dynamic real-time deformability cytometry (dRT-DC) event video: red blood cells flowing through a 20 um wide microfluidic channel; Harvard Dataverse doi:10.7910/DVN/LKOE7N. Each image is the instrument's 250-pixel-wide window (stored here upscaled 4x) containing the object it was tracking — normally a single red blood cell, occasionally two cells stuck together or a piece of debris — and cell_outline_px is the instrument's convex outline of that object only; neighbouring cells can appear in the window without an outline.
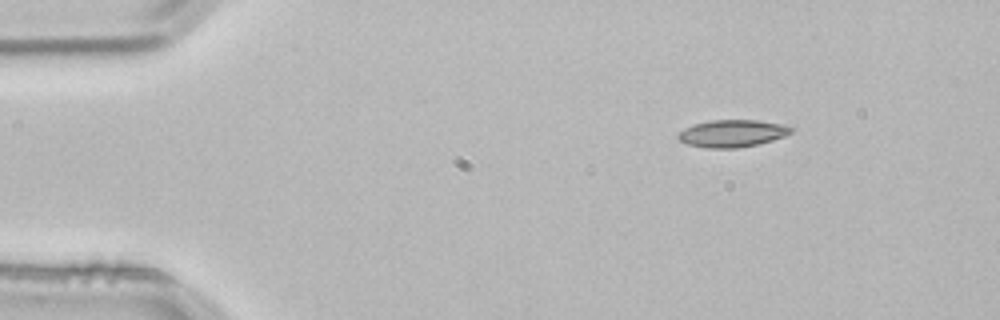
{"species": "common noctule bat (a hibernating species)", "species_latin": "Nyctalus noctula", "temperature_condition": "room temperature", "stored_images_in_passage": 3, "camera_frame_rate_fps": 3000, "um_per_image_px": 0.085, "animal": {"sex": "male", "body_mass_g": 21.5, "forearm_length_mm": 52.0}, "frame": {"image": 1, "passage_image": 1, "time_ms": 0.0, "image_size_px": [1000, 320], "cell_outline_px": [[796, 128], [792, 132], [784, 136], [772, 140], [756, 144], [736, 148], [708, 148], [688, 144], [680, 140], [676, 136], [684, 128], [692, 124], [712, 120], [756, 120], [780, 124]], "centroid_in_image_um": [62.23, 11.33], "position_along_channel_um": 22.8, "area_um2": 17.8}}
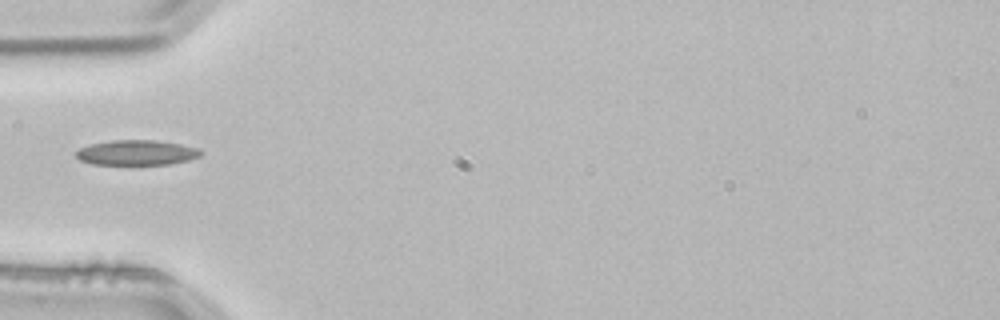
{"frame": {"image": 2, "passage_image": 3, "time_ms": 0.667, "image_size_px": [1000, 320], "cell_outline_px": [[204, 152], [200, 156], [188, 160], [168, 164], [136, 168], [132, 168], [92, 164], [80, 160], [76, 156], [76, 152], [80, 148], [92, 144], [112, 140], [156, 140], [180, 144], [200, 148]], "centroid_in_image_um": [11.62, 13.03], "position_along_channel_um": 73.4, "area_um2": 19.31}}